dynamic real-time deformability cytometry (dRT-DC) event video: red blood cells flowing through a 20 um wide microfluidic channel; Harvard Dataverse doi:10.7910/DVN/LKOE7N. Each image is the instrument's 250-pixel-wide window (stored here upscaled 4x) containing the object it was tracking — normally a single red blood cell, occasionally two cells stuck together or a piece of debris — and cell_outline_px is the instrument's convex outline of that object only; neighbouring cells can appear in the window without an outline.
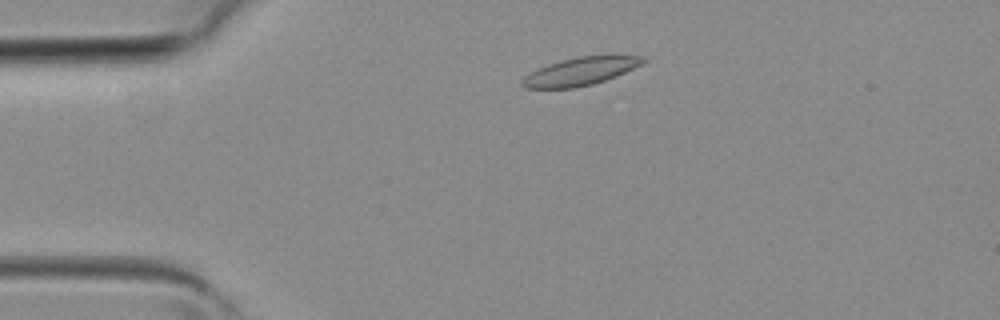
{"species": "common noctule bat (a hibernating species)", "species_latin": "Nyctalus noctula", "temperature_condition": "room temperature", "stored_images_in_passage": 1, "camera_frame_rate_fps": 3000, "um_per_image_px": 0.085, "animal": {"sex": "female", "body_mass_g": 19.3, "forearm_length_mm": 54.1}, "frame": {"image": 1, "passage_image": 1, "time_ms": 0.0, "image_size_px": [1000, 320], "cell_outline_px": [[648, 60], [644, 64], [616, 76], [592, 84], [572, 88], [524, 88], [520, 84], [520, 80], [524, 76], [548, 64], [560, 60], [580, 56], [612, 52], [644, 56]], "centroid_in_image_um": [49.46, 6.0], "position_along_channel_um": 35.5, "area_um2": 20.46}}